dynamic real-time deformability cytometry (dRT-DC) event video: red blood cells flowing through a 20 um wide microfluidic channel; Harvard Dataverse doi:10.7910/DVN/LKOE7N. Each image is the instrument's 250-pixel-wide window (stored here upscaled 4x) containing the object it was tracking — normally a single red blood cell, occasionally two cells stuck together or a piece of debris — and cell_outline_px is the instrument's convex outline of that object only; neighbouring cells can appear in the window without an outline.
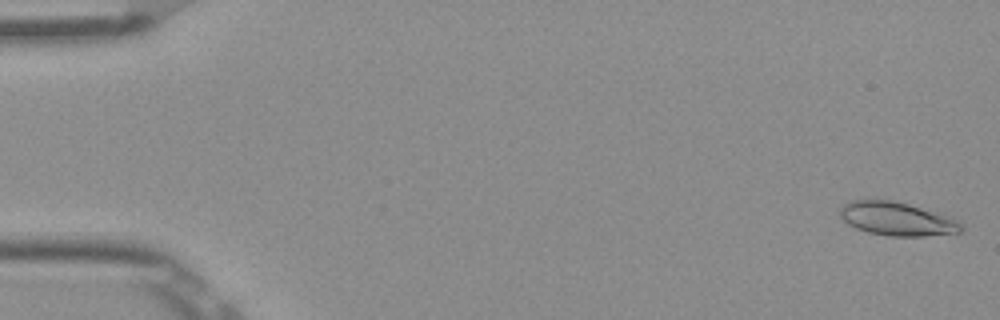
{"species": "Egyptian fruit bat (a non-hibernating species)", "species_latin": "Rousettus aegyptiacus", "temperature_condition": "room temperature", "stored_images_in_passage": 52, "camera_frame_rate_fps": 3000, "um_per_image_px": 0.085, "frame": {"image": 1, "passage_image": 1, "time_ms": 0.0, "image_size_px": [1000, 320], "cell_outline_px": [[964, 228], [960, 232], [924, 236], [888, 236], [868, 232], [856, 228], [848, 224], [840, 216], [840, 208], [844, 204], [852, 200], [896, 200], [944, 212], [956, 220]], "centroid_in_image_um": [76.29, 18.58], "position_along_channel_um": 8.7, "area_um2": 24.1}}
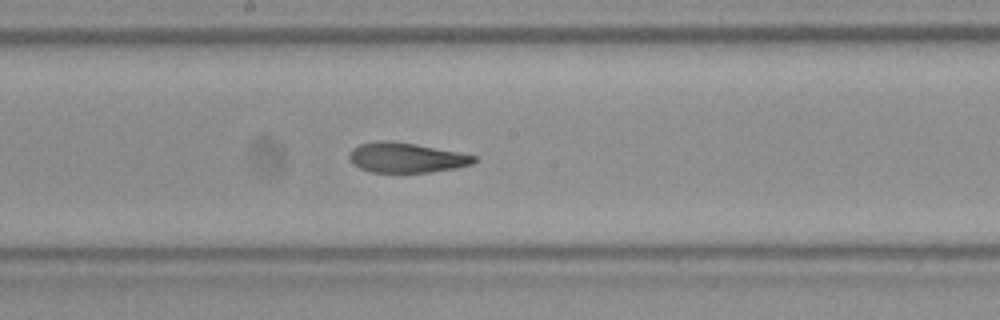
{"frame": {"image": 2, "passage_image": 28, "time_ms": 9.0, "image_size_px": [1000, 320], "cell_outline_px": [[476, 160], [472, 164], [456, 168], [428, 172], [372, 172], [360, 168], [352, 164], [348, 156], [348, 152], [352, 148], [360, 144], [376, 140], [388, 140], [416, 144], [460, 152], [476, 156]], "centroid_in_image_um": [34.49, 13.39], "position_along_channel_um": 213.7, "area_um2": 21.91}}
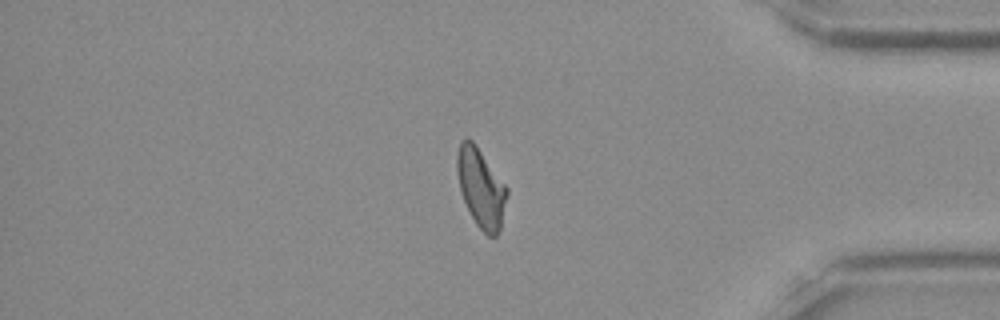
{"frame": {"image": 3, "passage_image": 44, "time_ms": 14.333, "image_size_px": [1000, 320], "cell_outline_px": [[508, 196], [500, 228], [496, 236], [488, 236], [476, 224], [460, 192], [456, 172], [456, 156], [460, 140], [472, 140], [476, 144], [508, 188]], "centroid_in_image_um": [40.87, 15.95], "position_along_channel_um": 394.3, "area_um2": 22.95}, "authors_computed_cell_mechanics": {"area_um2": 22.7154, "velocity_mm_per_s": 3.8904, "shape_relaxation_time_tau1_ms": 8.3763, "shape_relaxation_time_tau2_ms": 1.871, "deformation_change_tau1": 0.2024, "deformation_change_tau2": 0.0881}}